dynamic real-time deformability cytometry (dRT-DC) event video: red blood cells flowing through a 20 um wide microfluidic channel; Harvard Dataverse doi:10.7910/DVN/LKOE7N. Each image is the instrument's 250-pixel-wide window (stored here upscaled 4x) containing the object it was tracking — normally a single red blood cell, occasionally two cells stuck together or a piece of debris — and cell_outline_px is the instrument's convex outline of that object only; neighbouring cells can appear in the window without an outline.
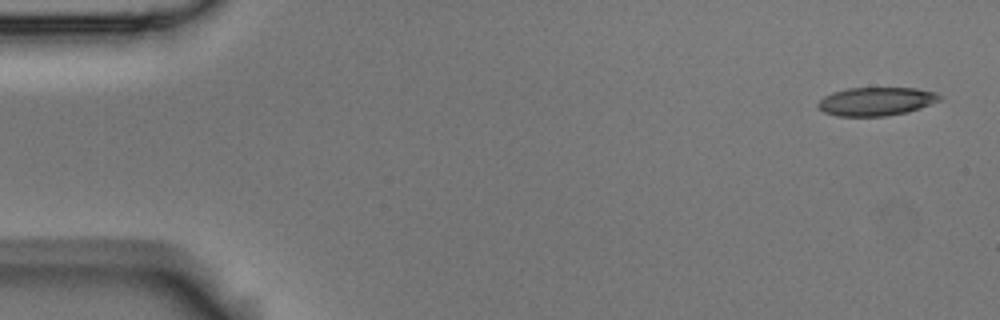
{"species": "Egyptian fruit bat (a non-hibernating species)", "species_latin": "Rousettus aegyptiacus", "temperature_condition": "room temperature", "stored_images_in_passage": 9, "camera_frame_rate_fps": 3000, "um_per_image_px": 0.085, "animal": {"sex": "male"}, "frame": {"image": 1, "passage_image": 1, "time_ms": 0.0, "image_size_px": [1000, 320], "cell_outline_px": [[944, 96], [940, 100], [920, 108], [908, 112], [884, 116], [836, 116], [824, 112], [816, 108], [816, 104], [824, 96], [832, 92], [848, 88], [916, 88], [936, 92]], "centroid_in_image_um": [74.46, 8.62], "position_along_channel_um": 10.5, "area_um2": 20.35}}
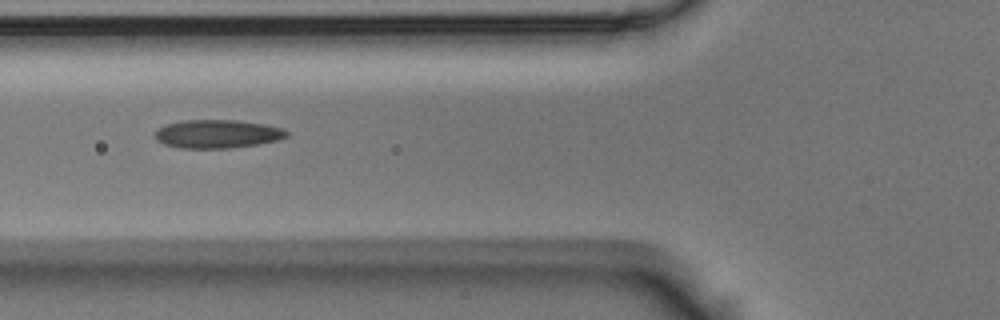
{"frame": {"image": 2, "passage_image": 6, "time_ms": 1.667, "image_size_px": [1000, 320], "cell_outline_px": [[288, 136], [280, 140], [232, 148], [180, 148], [164, 144], [156, 140], [156, 132], [160, 128], [168, 124], [180, 120], [236, 120], [264, 124], [280, 128], [288, 132]], "centroid_in_image_um": [18.49, 11.39], "position_along_channel_um": 107.3, "area_um2": 21.68}}
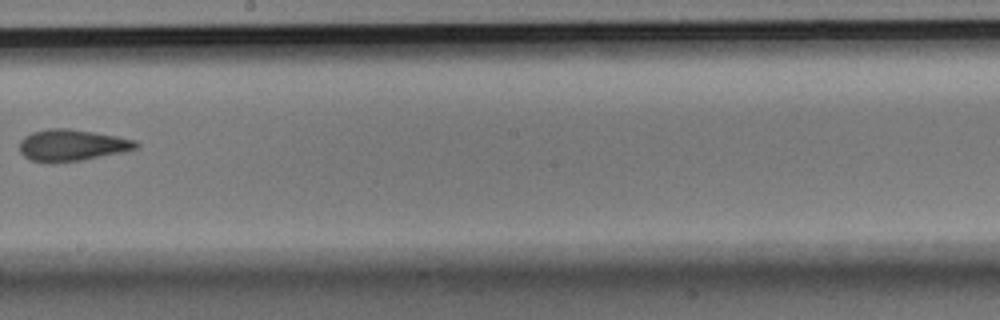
{"frame": {"image": 3, "passage_image": 9, "time_ms": 2.667, "image_size_px": [1000, 320], "cell_outline_px": [[140, 144], [136, 148], [124, 152], [84, 160], [52, 164], [32, 160], [24, 156], [20, 152], [20, 140], [24, 136], [32, 132], [48, 128], [68, 128], [116, 136], [136, 140]], "centroid_in_image_um": [6.1, 12.36], "position_along_channel_um": 242.1, "area_um2": 21.68}}